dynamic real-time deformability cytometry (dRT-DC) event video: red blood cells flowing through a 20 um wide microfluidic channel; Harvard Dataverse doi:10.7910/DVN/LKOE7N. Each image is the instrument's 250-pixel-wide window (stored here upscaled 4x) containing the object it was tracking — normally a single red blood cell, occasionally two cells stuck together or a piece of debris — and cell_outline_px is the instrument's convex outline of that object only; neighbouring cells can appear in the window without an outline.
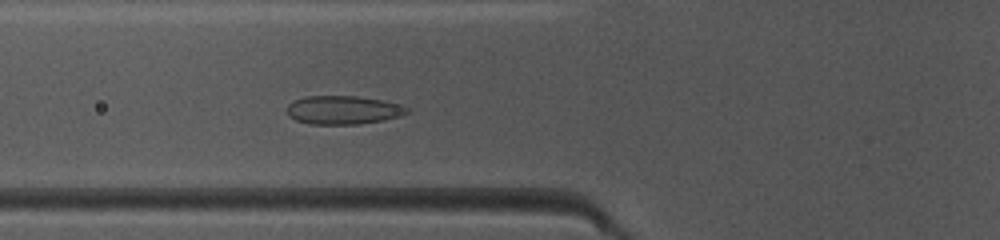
{"species": "common noctule bat (a hibernating species)", "species_latin": "Nyctalus noctula", "temperature_condition": "warm", "stored_images_in_passage": 36, "camera_frame_rate_fps": 3000, "um_per_image_px": 0.085, "animal": {"sex": "female", "body_mass_g": 10.0, "forearm_length_mm": 53.1}, "frame": {"image": 1, "passage_image": 6, "time_ms": 1.667, "image_size_px": [1000, 240], "cell_outline_px": [[408, 112], [400, 116], [384, 120], [360, 124], [312, 124], [296, 120], [288, 116], [288, 104], [292, 100], [304, 96], [356, 96], [380, 100], [396, 104], [408, 108]], "centroid_in_image_um": [29.12, 9.35], "position_along_channel_um": 96.7, "area_um2": 19.83}}
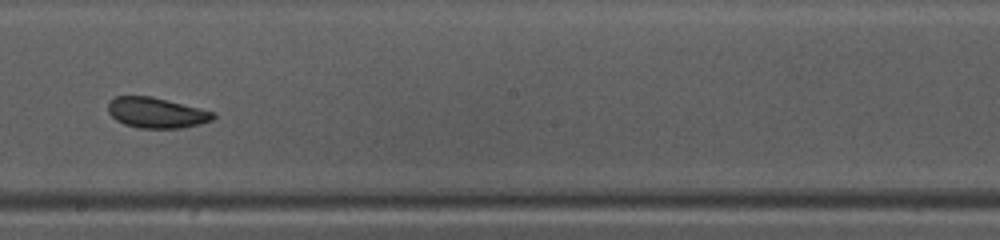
{"frame": {"image": 2, "passage_image": 16, "time_ms": 5.0, "image_size_px": [1000, 240], "cell_outline_px": [[216, 116], [212, 120], [200, 124], [180, 128], [140, 128], [124, 124], [116, 120], [108, 112], [108, 100], [116, 96], [152, 96], [216, 112]], "centroid_in_image_um": [13.29, 9.58], "position_along_channel_um": 234.9, "area_um2": 18.79}}
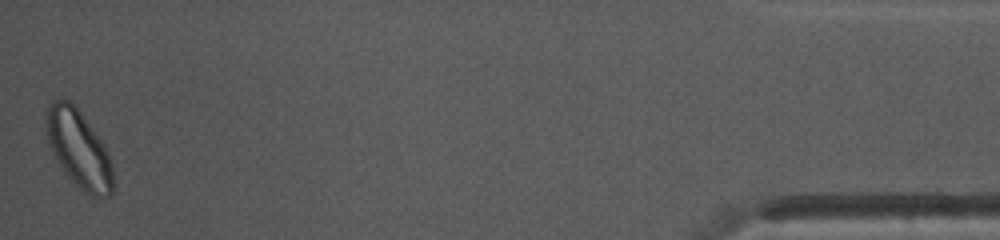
{"frame": {"image": 3, "passage_image": 36, "time_ms": 11.667, "image_size_px": [1000, 240], "cell_outline_px": [[112, 196], [92, 196], [84, 192], [64, 172], [52, 152], [48, 144], [44, 116], [48, 104], [52, 100], [68, 100], [80, 112], [100, 140], [108, 152], [112, 164]], "centroid_in_image_um": [6.66, 12.65], "position_along_channel_um": 428.5, "area_um2": 29.82}, "authors_computed_cell_mechanics": {"area_um2": 19.8543, "velocity_mm_per_s": 4.1328, "shape_relaxation_time_tau1_ms": 4.3962, "shape_relaxation_time_tau2_ms": null, "deformation_change_tau1": 0.0825, "deformation_change_tau2": null}}